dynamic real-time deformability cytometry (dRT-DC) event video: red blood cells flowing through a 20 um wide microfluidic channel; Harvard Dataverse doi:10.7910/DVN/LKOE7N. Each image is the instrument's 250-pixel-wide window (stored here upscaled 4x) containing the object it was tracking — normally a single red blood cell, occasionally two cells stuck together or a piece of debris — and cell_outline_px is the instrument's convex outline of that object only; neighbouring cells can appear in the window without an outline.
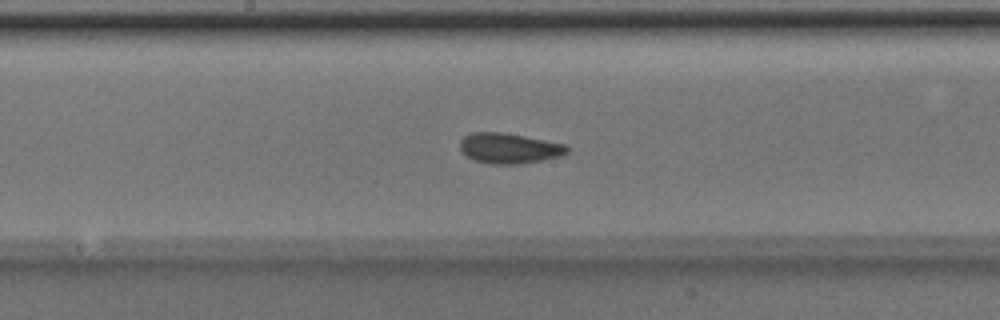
{"species": "Egyptian fruit bat (a non-hibernating species)", "species_latin": "Rousettus aegyptiacus", "temperature_condition": "room temperature", "stored_images_in_passage": 38, "camera_frame_rate_fps": 3000, "um_per_image_px": 0.085, "animal": {"sex": "male"}, "frame": {"image": 1, "passage_image": 13, "time_ms": 4.0, "image_size_px": [1000, 320], "cell_outline_px": [[572, 148], [568, 152], [560, 156], [520, 164], [492, 164], [476, 160], [468, 156], [460, 148], [460, 140], [464, 136], [472, 132], [504, 132], [568, 144]], "centroid_in_image_um": [43.34, 12.58], "position_along_channel_um": 204.9, "area_um2": 19.02}}
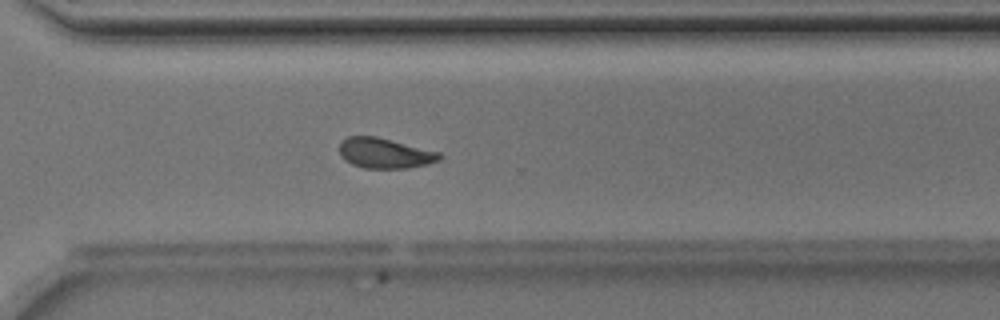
{"frame": {"image": 2, "passage_image": 23, "time_ms": 7.333, "image_size_px": [1000, 320], "cell_outline_px": [[444, 156], [440, 160], [428, 164], [408, 168], [364, 168], [352, 164], [344, 160], [340, 156], [340, 144], [348, 136], [376, 136], [440, 152]], "centroid_in_image_um": [32.73, 13.03], "position_along_channel_um": 337.9, "area_um2": 17.69}}
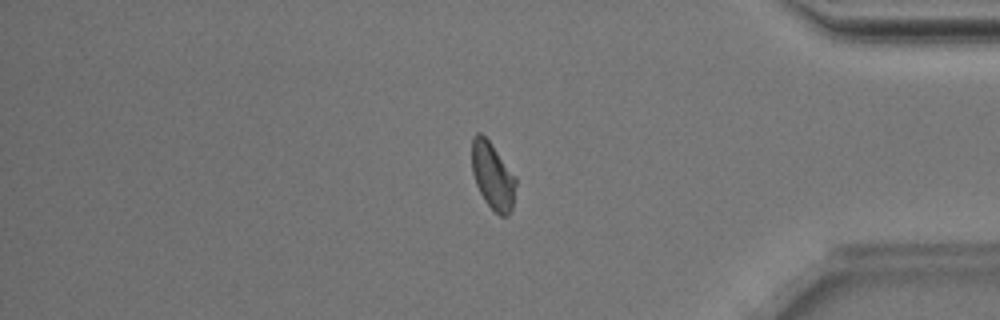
{"frame": {"image": 3, "passage_image": 29, "time_ms": 9.333, "image_size_px": [1000, 320], "cell_outline_px": [[516, 184], [512, 212], [508, 216], [500, 216], [484, 200], [476, 184], [472, 172], [472, 136], [476, 132], [480, 132], [492, 144], [516, 176]], "centroid_in_image_um": [41.89, 14.95], "position_along_channel_um": 393.3, "area_um2": 17.28}, "authors_computed_cell_mechanics": {"area_um2": 17.8024, "velocity_mm_per_s": 3.9943, "shape_relaxation_time_tau1_ms": 3.0904, "shape_relaxation_time_tau2_ms": 1.1706, "deformation_change_tau1": 0.1024, "deformation_change_tau2": 0.0507}}